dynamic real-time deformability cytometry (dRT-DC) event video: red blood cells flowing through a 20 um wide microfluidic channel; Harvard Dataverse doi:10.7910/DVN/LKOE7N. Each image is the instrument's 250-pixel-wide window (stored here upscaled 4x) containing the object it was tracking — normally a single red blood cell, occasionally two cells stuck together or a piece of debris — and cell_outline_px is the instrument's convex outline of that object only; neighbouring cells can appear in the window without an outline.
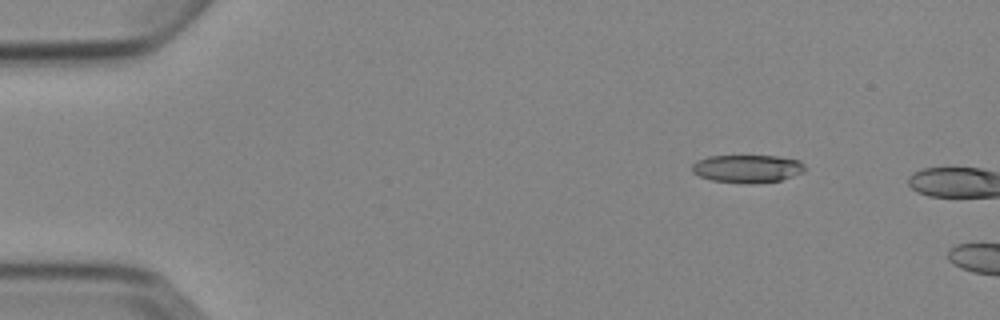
{"species": "Egyptian fruit bat (a non-hibernating species)", "species_latin": "Rousettus aegyptiacus", "temperature_condition": "cold", "stored_images_in_passage": 2, "camera_frame_rate_fps": 3000, "um_per_image_px": 0.085, "animal": {"sex": "female"}, "frame": {"image": 1, "passage_image": 1, "time_ms": 0.0, "image_size_px": [1000, 320], "cell_outline_px": [[804, 172], [780, 180], [752, 184], [744, 184], [712, 180], [700, 176], [692, 172], [692, 164], [696, 160], [708, 156], [776, 156], [800, 160], [804, 164]], "centroid_in_image_um": [63.51, 14.34], "position_along_channel_um": 21.5, "area_um2": 18.44}}